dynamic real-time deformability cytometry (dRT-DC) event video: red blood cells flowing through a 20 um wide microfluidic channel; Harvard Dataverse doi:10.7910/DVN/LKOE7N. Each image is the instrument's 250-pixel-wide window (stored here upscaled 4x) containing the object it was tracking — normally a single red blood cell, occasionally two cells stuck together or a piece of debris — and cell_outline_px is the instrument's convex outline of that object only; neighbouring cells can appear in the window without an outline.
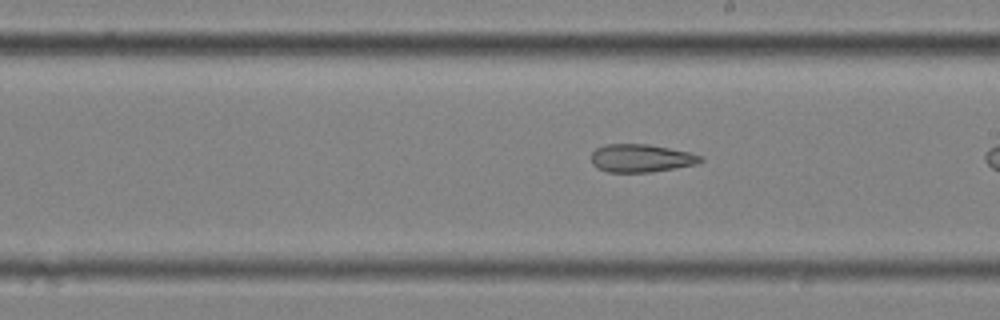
{"species": "common noctule bat (a hibernating species)", "species_latin": "Nyctalus noctula", "temperature_condition": "cold", "stored_images_in_passage": 31, "camera_frame_rate_fps": 3000, "um_per_image_px": 0.085, "animal": {"sex": "female", "body_mass_g": 25.1}, "frame": {"image": 1, "passage_image": 18, "time_ms": 5.667, "image_size_px": [1000, 320], "cell_outline_px": [[704, 160], [696, 164], [652, 172], [608, 172], [596, 168], [592, 164], [592, 152], [596, 148], [608, 144], [648, 144], [688, 152], [704, 156]], "centroid_in_image_um": [54.49, 13.45], "position_along_channel_um": 234.5, "area_um2": 17.8}}
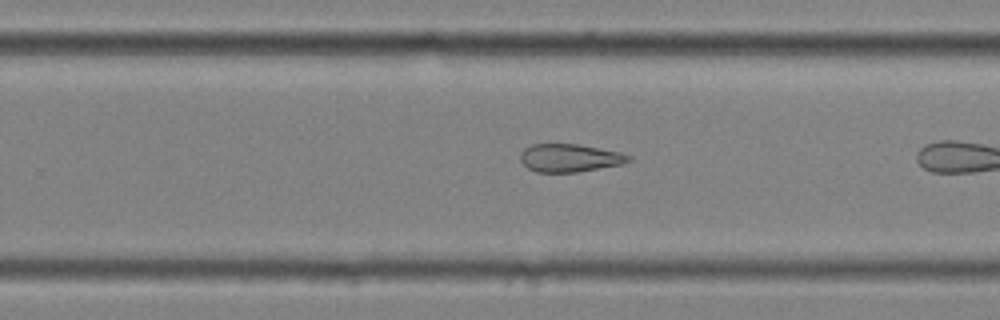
{"frame": {"image": 2, "passage_image": 22, "time_ms": 7.0, "image_size_px": [1000, 320], "cell_outline_px": [[632, 160], [620, 164], [576, 172], [536, 172], [528, 168], [520, 160], [520, 156], [524, 148], [532, 144], [576, 144], [620, 152], [632, 156]], "centroid_in_image_um": [48.4, 13.42], "position_along_channel_um": 281.4, "area_um2": 17.46}}